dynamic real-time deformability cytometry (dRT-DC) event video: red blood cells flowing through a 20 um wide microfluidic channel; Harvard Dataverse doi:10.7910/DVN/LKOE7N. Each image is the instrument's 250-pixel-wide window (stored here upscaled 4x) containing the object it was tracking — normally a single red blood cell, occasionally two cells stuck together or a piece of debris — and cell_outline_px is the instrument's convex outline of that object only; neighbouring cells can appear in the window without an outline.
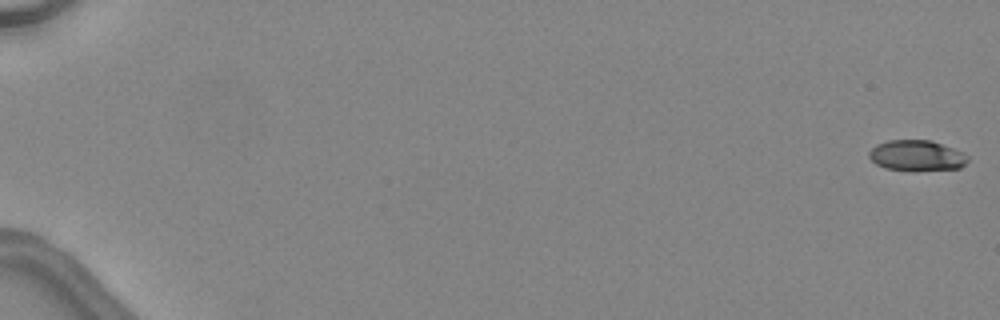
{"species": "common noctule bat (a hibernating species)", "species_latin": "Nyctalus noctula", "temperature_condition": "warm", "stored_images_in_passage": 48, "camera_frame_rate_fps": 3000, "um_per_image_px": 0.085, "animal": {"sex": "female", "body_mass_g": 24.6, "forearm_length_mm": 56.2}, "frame": {"image": 1, "passage_image": 1, "time_ms": 0.0, "image_size_px": [1000, 320], "cell_outline_px": [[968, 160], [960, 168], [884, 168], [876, 164], [868, 156], [868, 152], [876, 144], [888, 140], [932, 140], [952, 148], [968, 156]], "centroid_in_image_um": [77.87, 13.17], "position_along_channel_um": 7.1, "area_um2": 16.82}}
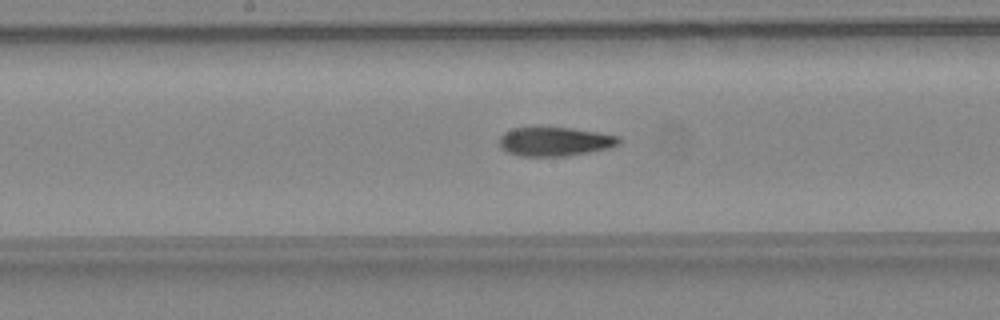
{"frame": {"image": 2, "passage_image": 28, "time_ms": 9.0, "image_size_px": [1000, 320], "cell_outline_px": [[620, 144], [608, 148], [568, 156], [520, 156], [508, 152], [500, 148], [500, 136], [504, 132], [512, 128], [572, 128], [620, 136]], "centroid_in_image_um": [47.16, 12.04], "position_along_channel_um": 201.0, "area_um2": 20.06}}
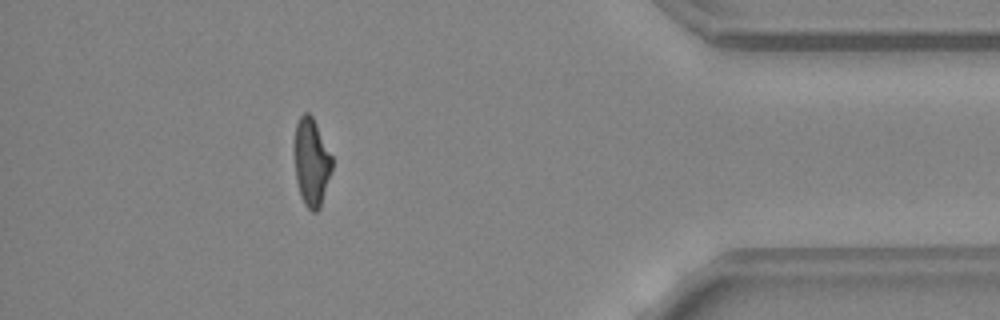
{"frame": {"image": 3, "passage_image": 44, "time_ms": 14.333, "image_size_px": [1000, 320], "cell_outline_px": [[332, 168], [320, 208], [316, 212], [312, 212], [304, 204], [300, 196], [296, 180], [292, 148], [292, 144], [296, 124], [300, 116], [304, 112], [308, 112], [312, 116], [332, 156]], "centroid_in_image_um": [26.43, 13.77], "position_along_channel_um": 408.8, "area_um2": 19.65}, "authors_computed_cell_mechanics": {"area_um2": 19.5942, "velocity_mm_per_s": 4.5746, "shape_relaxation_time_tau1_ms": 8.1992, "shape_relaxation_time_tau2_ms": 1.2519, "deformation_change_tau1": 0.2838, "deformation_change_tau2": 0.0925}}